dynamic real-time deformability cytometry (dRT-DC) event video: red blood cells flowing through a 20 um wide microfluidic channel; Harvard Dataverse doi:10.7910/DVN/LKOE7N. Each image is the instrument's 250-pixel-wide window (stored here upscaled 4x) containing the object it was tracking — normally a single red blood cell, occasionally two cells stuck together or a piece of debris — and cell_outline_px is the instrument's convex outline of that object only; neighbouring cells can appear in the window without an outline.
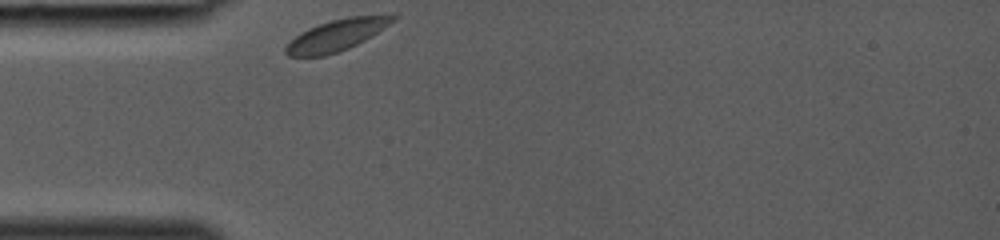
{"species": "common noctule bat (a hibernating species)", "species_latin": "Nyctalus noctula", "temperature_condition": "room temperature", "stored_images_in_passage": 24, "camera_frame_rate_fps": 3000, "um_per_image_px": 0.085, "animal": {"sex": "female", "body_mass_g": 19.0, "forearm_length_mm": 53.3}, "frame": {"image": 1, "passage_image": 1, "time_ms": 0.0, "image_size_px": [1000, 240], "cell_outline_px": [[396, 20], [372, 36], [348, 48], [324, 56], [288, 56], [284, 52], [284, 48], [300, 32], [308, 28], [332, 20], [348, 16], [396, 16]], "centroid_in_image_um": [28.58, 3.0], "position_along_channel_um": 56.4, "area_um2": 19.13}}
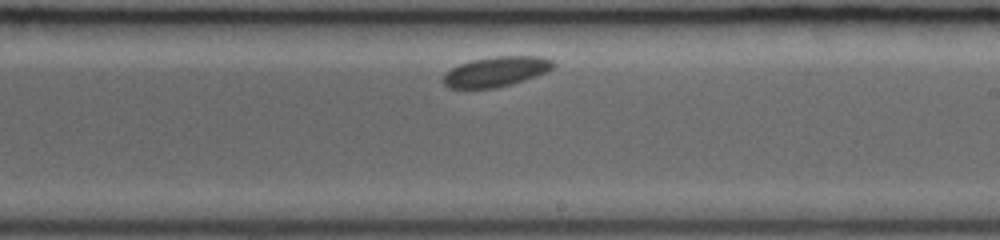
{"frame": {"image": 2, "passage_image": 14, "time_ms": 4.333, "image_size_px": [1000, 240], "cell_outline_px": [[556, 64], [552, 68], [544, 72], [524, 80], [512, 84], [496, 88], [448, 88], [440, 80], [444, 72], [460, 64], [472, 60], [492, 56], [544, 56], [552, 60]], "centroid_in_image_um": [42.12, 6.08], "position_along_channel_um": 246.9, "area_um2": 19.36}}
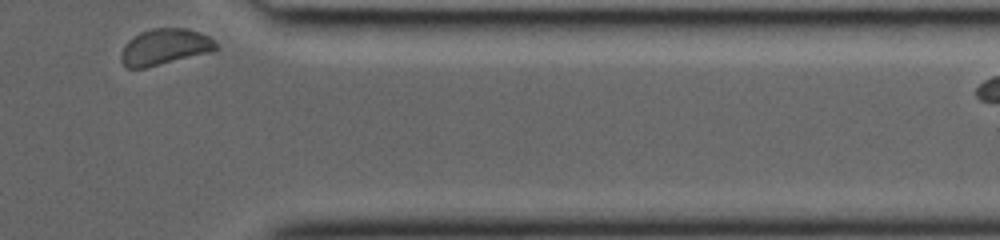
{"frame": {"image": 3, "passage_image": 24, "time_ms": 7.667, "image_size_px": [1000, 240], "cell_outline_px": [[220, 48], [212, 52], [144, 68], [128, 68], [120, 60], [120, 52], [128, 40], [140, 32], [152, 28], [188, 28], [200, 32], [208, 36]], "centroid_in_image_um": [14.0, 3.98], "position_along_channel_um": 397.4, "area_um2": 20.06}}